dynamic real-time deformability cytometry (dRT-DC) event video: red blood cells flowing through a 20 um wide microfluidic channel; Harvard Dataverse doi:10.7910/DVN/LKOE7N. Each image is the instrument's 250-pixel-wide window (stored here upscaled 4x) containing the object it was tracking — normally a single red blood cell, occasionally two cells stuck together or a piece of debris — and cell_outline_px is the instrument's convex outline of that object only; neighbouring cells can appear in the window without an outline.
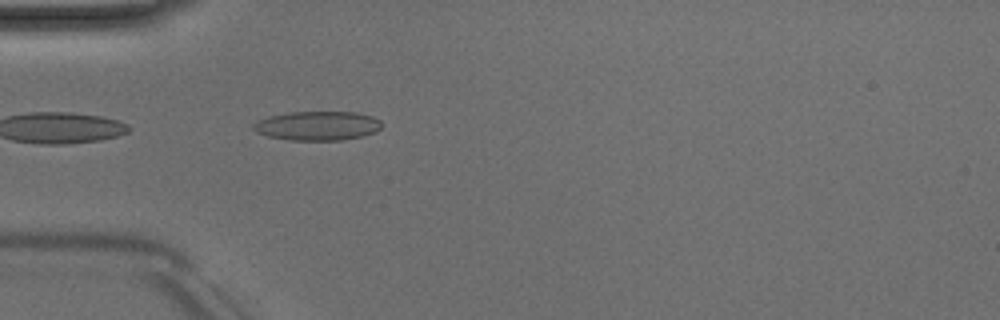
{"species": "Egyptian fruit bat (a non-hibernating species)", "species_latin": "Rousettus aegyptiacus", "temperature_condition": "room temperature", "stored_images_in_passage": 5, "camera_frame_rate_fps": 3000, "um_per_image_px": 0.085, "animal": {"sex": "male"}, "frame": {"image": 1, "passage_image": 5, "time_ms": 4.667, "image_size_px": [1000, 320], "cell_outline_px": [[380, 128], [376, 132], [360, 136], [340, 140], [288, 140], [268, 136], [256, 132], [252, 128], [252, 124], [256, 120], [268, 116], [288, 112], [356, 112], [372, 116], [380, 120]], "centroid_in_image_um": [26.93, 10.68], "position_along_channel_um": 58.1, "area_um2": 21.85}}